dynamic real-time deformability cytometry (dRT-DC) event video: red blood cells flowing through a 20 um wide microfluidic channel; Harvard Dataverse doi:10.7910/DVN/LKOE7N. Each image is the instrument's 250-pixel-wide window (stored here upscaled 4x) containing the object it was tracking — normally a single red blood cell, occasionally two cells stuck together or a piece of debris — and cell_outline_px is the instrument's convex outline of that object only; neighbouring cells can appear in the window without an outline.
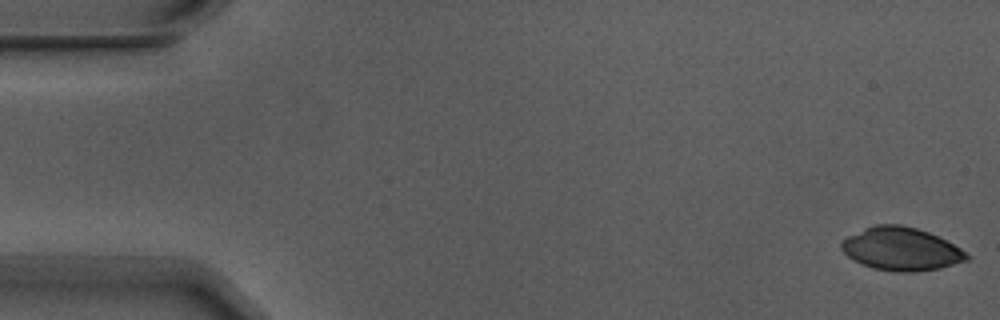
{"species": "Egyptian fruit bat (a non-hibernating species)", "species_latin": "Rousettus aegyptiacus", "temperature_condition": "warm", "stored_images_in_passage": 5, "camera_frame_rate_fps": 3000, "um_per_image_px": 0.085, "animal": {"sex": "male"}, "frame": {"image": 1, "passage_image": 1, "time_ms": 0.0, "image_size_px": [1000, 320], "cell_outline_px": [[968, 260], [940, 268], [912, 272], [896, 272], [872, 268], [848, 256], [840, 248], [840, 244], [848, 236], [864, 228], [876, 224], [900, 224], [916, 228], [928, 232], [960, 248], [968, 256]], "centroid_in_image_um": [76.58, 21.16], "position_along_channel_um": 8.4, "area_um2": 31.04}}
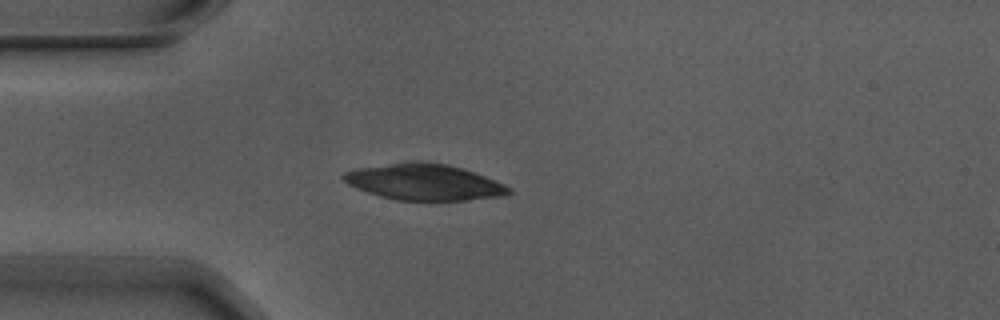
{"frame": {"image": 2, "passage_image": 5, "time_ms": 1.333, "image_size_px": [1000, 320], "cell_outline_px": [[512, 192], [504, 196], [468, 200], [396, 200], [380, 196], [356, 188], [348, 184], [340, 176], [344, 172], [356, 168], [412, 160], [424, 160], [448, 164], [464, 168], [504, 184]], "centroid_in_image_um": [36.03, 15.45], "position_along_channel_um": 49.0, "area_um2": 35.08}}